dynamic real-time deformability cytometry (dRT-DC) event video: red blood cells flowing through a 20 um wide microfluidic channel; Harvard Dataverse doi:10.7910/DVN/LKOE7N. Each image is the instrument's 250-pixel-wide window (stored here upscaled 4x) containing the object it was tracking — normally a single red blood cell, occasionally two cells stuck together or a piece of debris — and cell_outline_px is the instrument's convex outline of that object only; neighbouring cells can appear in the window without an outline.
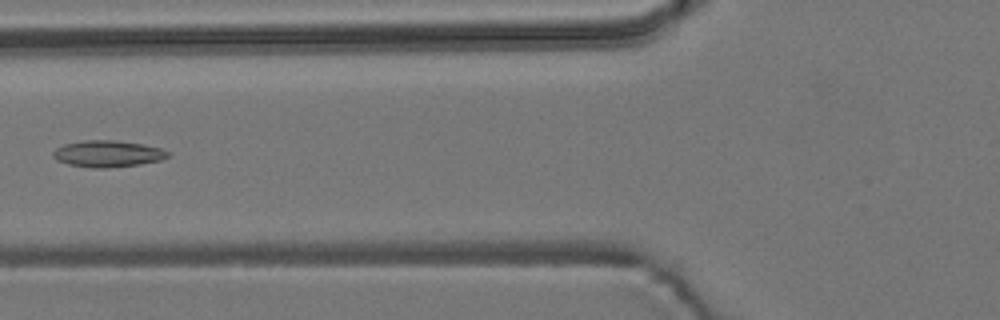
{"species": "common noctule bat (a hibernating species)", "species_latin": "Nyctalus noctula", "temperature_condition": "room temperature", "stored_images_in_passage": 5, "camera_frame_rate_fps": 3000, "um_per_image_px": 0.085, "animal": {"sex": "male", "body_mass_g": 19.2, "forearm_length_mm": 51.8}, "frame": {"image": 1, "passage_image": 4, "time_ms": 4.667, "image_size_px": [1000, 320], "cell_outline_px": [[172, 152], [168, 156], [160, 160], [140, 164], [108, 168], [92, 168], [68, 164], [56, 160], [52, 156], [52, 152], [56, 148], [64, 144], [84, 140], [116, 140], [144, 144], [160, 148]], "centroid_in_image_um": [9.15, 13.06], "position_along_channel_um": 116.6, "area_um2": 17.92}}
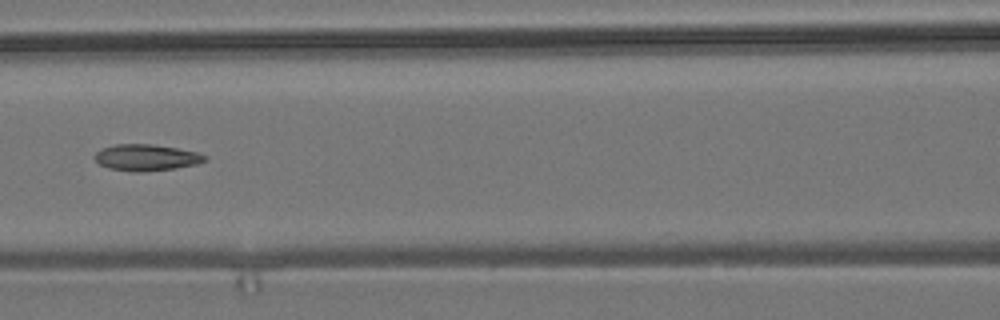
{"frame": {"image": 2, "passage_image": 5, "time_ms": 5.667, "image_size_px": [1000, 320], "cell_outline_px": [[208, 160], [196, 164], [176, 168], [140, 172], [132, 172], [108, 168], [100, 164], [92, 156], [100, 148], [116, 144], [152, 144], [176, 148], [196, 152], [208, 156]], "centroid_in_image_um": [12.41, 13.39], "position_along_channel_um": 154.2, "area_um2": 17.05}}